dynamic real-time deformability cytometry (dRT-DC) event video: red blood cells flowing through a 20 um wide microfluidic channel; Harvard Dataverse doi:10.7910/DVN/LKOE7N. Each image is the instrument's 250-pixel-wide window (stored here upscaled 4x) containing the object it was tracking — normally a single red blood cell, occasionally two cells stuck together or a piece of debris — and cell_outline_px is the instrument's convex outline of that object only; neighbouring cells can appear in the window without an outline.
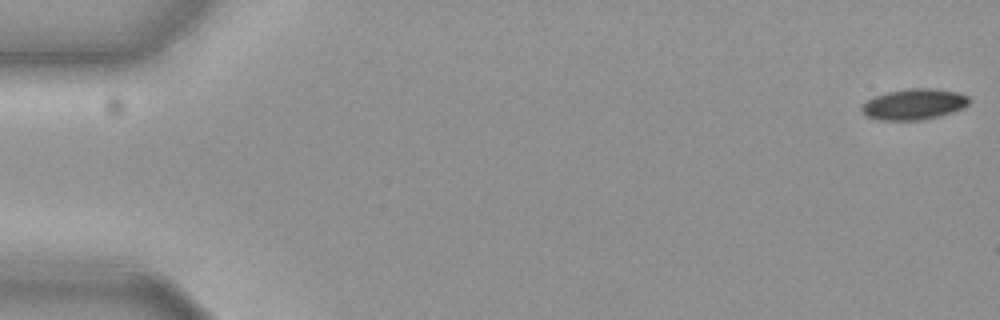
{"species": "common noctule bat (a hibernating species)", "species_latin": "Nyctalus noctula", "temperature_condition": "cold", "stored_images_in_passage": 18, "camera_frame_rate_fps": 3000, "um_per_image_px": 0.085, "animal": {"sex": "female", "body_mass_g": 19.3, "forearm_length_mm": 54.1}, "frame": {"image": 1, "passage_image": 1, "time_ms": 0.0, "image_size_px": [1000, 320], "cell_outline_px": [[968, 104], [960, 108], [936, 116], [916, 120], [884, 120], [868, 116], [860, 108], [868, 100], [876, 96], [888, 92], [908, 88], [932, 88], [956, 92], [968, 96]], "centroid_in_image_um": [77.66, 8.84], "position_along_channel_um": 7.3, "area_um2": 18.61}}